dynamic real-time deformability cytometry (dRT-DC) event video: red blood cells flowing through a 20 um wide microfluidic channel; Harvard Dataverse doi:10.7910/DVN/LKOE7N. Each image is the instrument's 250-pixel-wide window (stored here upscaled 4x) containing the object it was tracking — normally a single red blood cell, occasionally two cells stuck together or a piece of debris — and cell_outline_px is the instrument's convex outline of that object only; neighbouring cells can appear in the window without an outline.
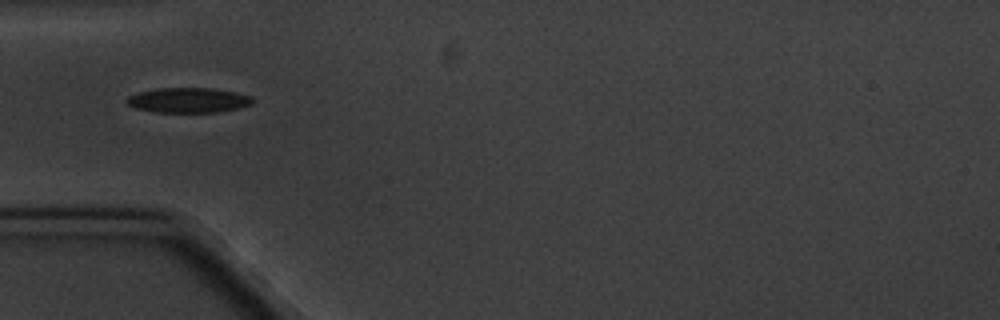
{"species": "common noctule bat (a hibernating species)", "species_latin": "Nyctalus noctula", "temperature_condition": "cold", "stored_images_in_passage": 5, "camera_frame_rate_fps": 3000, "um_per_image_px": 0.085, "animal": {"sex": "male", "body_mass_g": 20.1, "forearm_length_mm": 53.5}, "frame": {"image": 1, "passage_image": 2, "time_ms": 1.333, "image_size_px": [1000, 320], "cell_outline_px": [[252, 104], [236, 108], [216, 112], [152, 112], [132, 108], [128, 104], [128, 96], [136, 92], [156, 88], [212, 88], [236, 92], [252, 96]], "centroid_in_image_um": [15.96, 8.51], "position_along_channel_um": 69.0, "area_um2": 18.38}}